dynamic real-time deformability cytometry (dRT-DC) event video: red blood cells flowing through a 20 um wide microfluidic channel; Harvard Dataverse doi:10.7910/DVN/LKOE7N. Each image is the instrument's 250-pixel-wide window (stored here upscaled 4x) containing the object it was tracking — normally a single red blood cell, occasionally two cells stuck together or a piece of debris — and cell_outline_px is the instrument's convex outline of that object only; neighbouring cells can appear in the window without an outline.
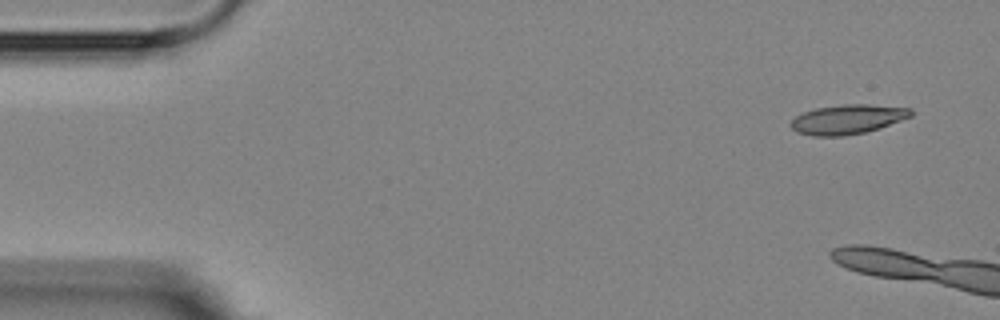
{"species": "Egyptian fruit bat (a non-hibernating species)", "species_latin": "Rousettus aegyptiacus", "temperature_condition": "room temperature", "stored_images_in_passage": 17, "camera_frame_rate_fps": 3000, "um_per_image_px": 0.085, "animal": {"sex": "female"}, "frame": {"image": 1, "passage_image": 1, "time_ms": 0.0, "image_size_px": [1000, 320], "cell_outline_px": [[912, 116], [864, 132], [840, 136], [816, 136], [796, 132], [788, 124], [796, 116], [804, 112], [816, 108], [840, 104], [868, 104], [912, 108]], "centroid_in_image_um": [72.01, 10.13], "position_along_channel_um": 13.0, "area_um2": 20.4}}
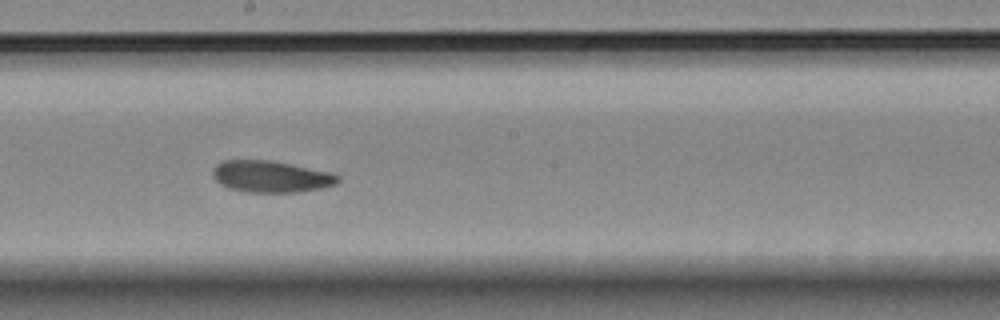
{"frame": {"image": 2, "passage_image": 10, "time_ms": 11.0, "image_size_px": [1000, 320], "cell_outline_px": [[340, 180], [336, 184], [324, 188], [300, 192], [244, 192], [228, 188], [220, 184], [212, 176], [212, 168], [216, 164], [224, 160], [272, 160], [332, 172], [340, 176]], "centroid_in_image_um": [23.04, 15.01], "position_along_channel_um": 225.2, "area_um2": 23.47}}
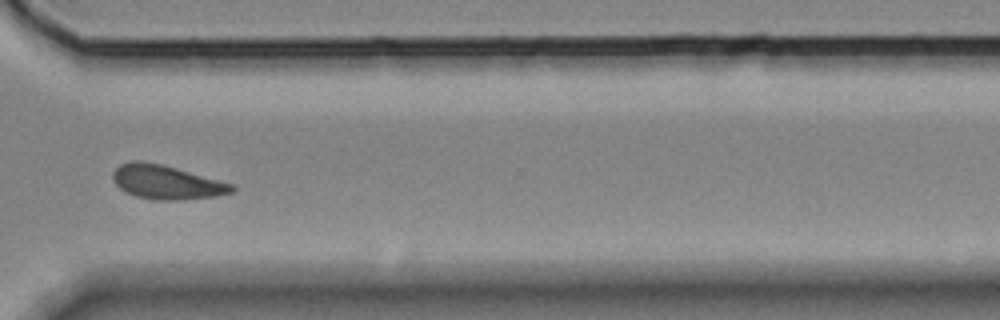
{"frame": {"image": 3, "passage_image": 13, "time_ms": 14.667, "image_size_px": [1000, 320], "cell_outline_px": [[236, 188], [232, 192], [216, 196], [184, 200], [156, 200], [136, 196], [124, 192], [112, 180], [112, 172], [120, 164], [132, 160], [144, 160], [176, 168], [232, 184]], "centroid_in_image_um": [14.1, 15.48], "position_along_channel_um": 356.5, "area_um2": 23.58}}